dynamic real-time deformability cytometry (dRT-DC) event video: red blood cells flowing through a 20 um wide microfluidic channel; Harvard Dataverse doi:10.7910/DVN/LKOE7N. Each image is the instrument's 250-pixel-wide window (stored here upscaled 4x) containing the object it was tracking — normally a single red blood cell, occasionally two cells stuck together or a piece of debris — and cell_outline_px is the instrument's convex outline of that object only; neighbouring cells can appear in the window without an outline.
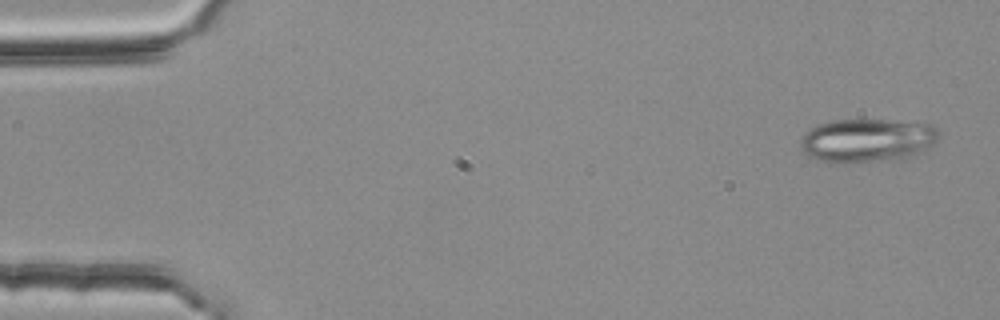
{"species": "common noctule bat (a hibernating species)", "species_latin": "Nyctalus noctula", "temperature_condition": "room temperature", "stored_images_in_passage": 52, "camera_frame_rate_fps": 3000, "um_per_image_px": 0.085, "animal": {"sex": "female", "body_mass_g": 25.1}, "frame": {"image": 1, "passage_image": 2, "time_ms": 0.333, "image_size_px": [1000, 320], "cell_outline_px": [[940, 136], [928, 148], [916, 156], [900, 160], [832, 164], [816, 160], [804, 152], [800, 148], [800, 140], [804, 132], [816, 124], [832, 120], [888, 120], [932, 124], [940, 132]], "centroid_in_image_um": [73.7, 11.96], "position_along_channel_um": 11.3, "area_um2": 36.07}}
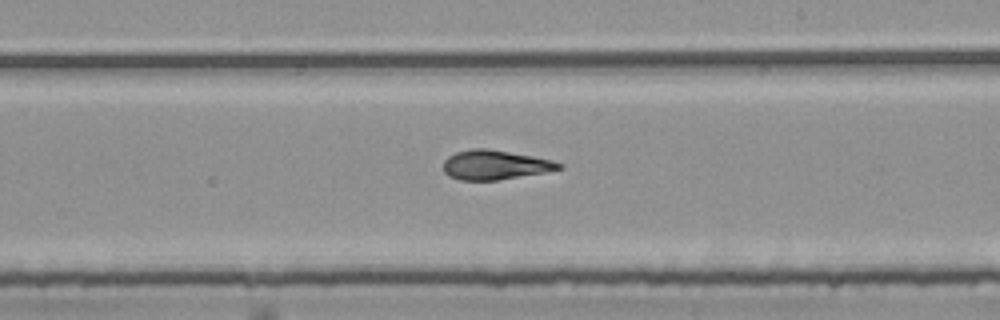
{"frame": {"image": 2, "passage_image": 31, "time_ms": 10.0, "image_size_px": [1000, 320], "cell_outline_px": [[564, 168], [544, 172], [496, 180], [460, 180], [448, 176], [444, 172], [444, 160], [448, 156], [456, 152], [472, 148], [488, 148], [532, 156], [552, 160], [564, 164]], "centroid_in_image_um": [42.06, 14.01], "position_along_channel_um": 246.9, "area_um2": 19.77}}
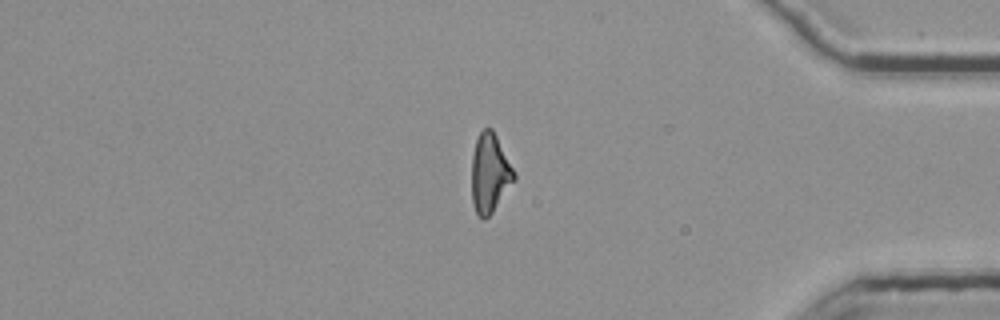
{"frame": {"image": 3, "passage_image": 45, "time_ms": 14.667, "image_size_px": [1000, 320], "cell_outline_px": [[516, 180], [492, 212], [484, 220], [476, 212], [472, 200], [472, 156], [476, 140], [480, 132], [484, 128], [492, 128], [516, 172]], "centroid_in_image_um": [41.65, 14.71], "position_along_channel_um": 393.5, "area_um2": 19.54}, "authors_computed_cell_mechanics": {"area_um2": 20.3167, "velocity_mm_per_s": 3.7837, "shape_relaxation_time_tau1_ms": 7.9236, "shape_relaxation_time_tau2_ms": 1.8194, "deformation_change_tau1": 0.2536, "deformation_change_tau2": 0.1013}}